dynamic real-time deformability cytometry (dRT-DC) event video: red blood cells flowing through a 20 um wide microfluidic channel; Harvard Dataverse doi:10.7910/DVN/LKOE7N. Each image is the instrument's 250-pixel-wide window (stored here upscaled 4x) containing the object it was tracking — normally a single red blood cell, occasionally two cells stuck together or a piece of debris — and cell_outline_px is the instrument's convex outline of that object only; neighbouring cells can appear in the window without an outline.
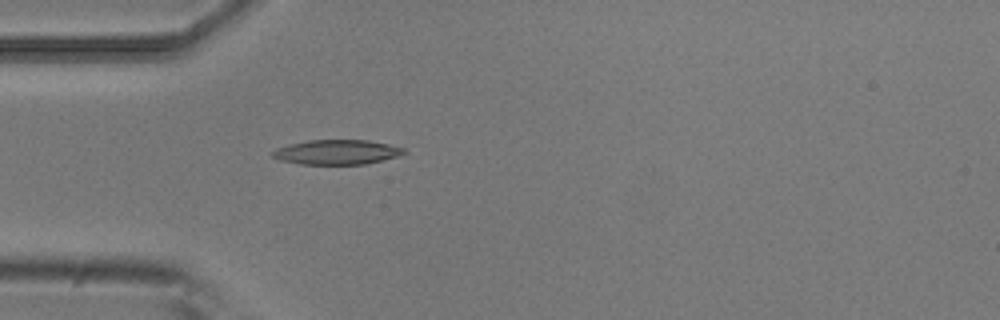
{"species": "common noctule bat (a hibernating species)", "species_latin": "Nyctalus noctula", "temperature_condition": "room temperature", "stored_images_in_passage": 4, "camera_frame_rate_fps": 3000, "um_per_image_px": 0.085, "animal": {"sex": "male", "body_mass_g": 20.5, "forearm_length_mm": 52.5}, "frame": {"image": 1, "passage_image": 4, "time_ms": 1.0, "image_size_px": [1000, 320], "cell_outline_px": [[408, 152], [396, 156], [364, 164], [300, 164], [280, 160], [272, 156], [272, 152], [276, 148], [288, 144], [308, 140], [368, 140], [388, 144], [404, 148]], "centroid_in_image_um": [28.6, 12.92], "position_along_channel_um": 56.4, "area_um2": 18.79}}